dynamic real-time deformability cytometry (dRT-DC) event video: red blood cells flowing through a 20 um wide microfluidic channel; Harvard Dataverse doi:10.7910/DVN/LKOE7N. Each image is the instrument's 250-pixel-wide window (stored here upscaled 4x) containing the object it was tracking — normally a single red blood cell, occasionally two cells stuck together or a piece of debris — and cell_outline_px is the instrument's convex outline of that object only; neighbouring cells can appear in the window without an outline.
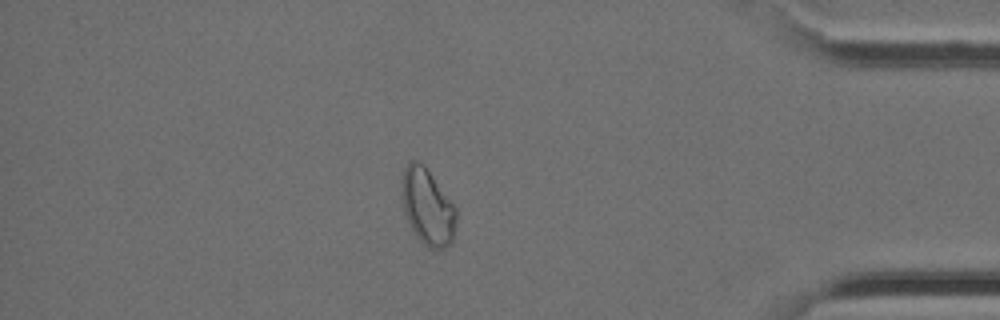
{"species": "Egyptian fruit bat (a non-hibernating species)", "species_latin": "Rousettus aegyptiacus", "temperature_condition": "cold", "stored_images_in_passage": 33, "camera_frame_rate_fps": 3000, "um_per_image_px": 0.085, "animal": {"sex": "female"}, "frame": {"image": 1, "passage_image": 28, "time_ms": 9.0, "image_size_px": [1000, 320], "cell_outline_px": [[456, 220], [452, 244], [444, 248], [428, 248], [416, 236], [404, 212], [400, 188], [400, 180], [404, 168], [412, 160], [416, 160], [432, 176], [456, 208]], "centroid_in_image_um": [36.32, 17.61], "position_along_channel_um": 398.9, "area_um2": 23.93}}